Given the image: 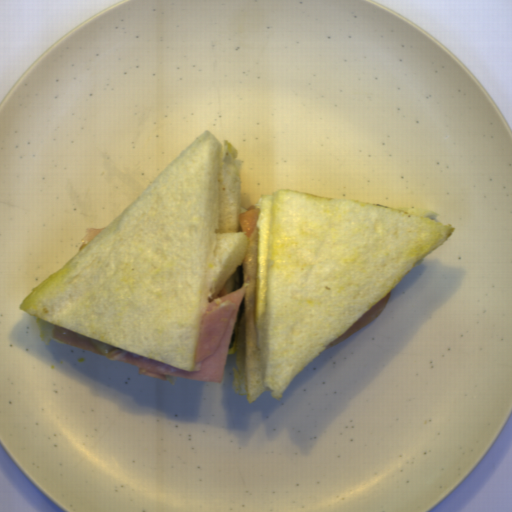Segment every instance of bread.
Returning a JSON list of instances; mask_svg holds the SVG:
<instances>
[{
	"instance_id": "bread-1",
	"label": "bread",
	"mask_w": 512,
	"mask_h": 512,
	"mask_svg": "<svg viewBox=\"0 0 512 512\" xmlns=\"http://www.w3.org/2000/svg\"><path fill=\"white\" fill-rule=\"evenodd\" d=\"M239 151L208 129L19 305L50 345L57 325L194 371L201 316L245 288L226 356L233 391L282 393L453 233L431 209L279 189L249 236Z\"/></svg>"
}]
</instances>
